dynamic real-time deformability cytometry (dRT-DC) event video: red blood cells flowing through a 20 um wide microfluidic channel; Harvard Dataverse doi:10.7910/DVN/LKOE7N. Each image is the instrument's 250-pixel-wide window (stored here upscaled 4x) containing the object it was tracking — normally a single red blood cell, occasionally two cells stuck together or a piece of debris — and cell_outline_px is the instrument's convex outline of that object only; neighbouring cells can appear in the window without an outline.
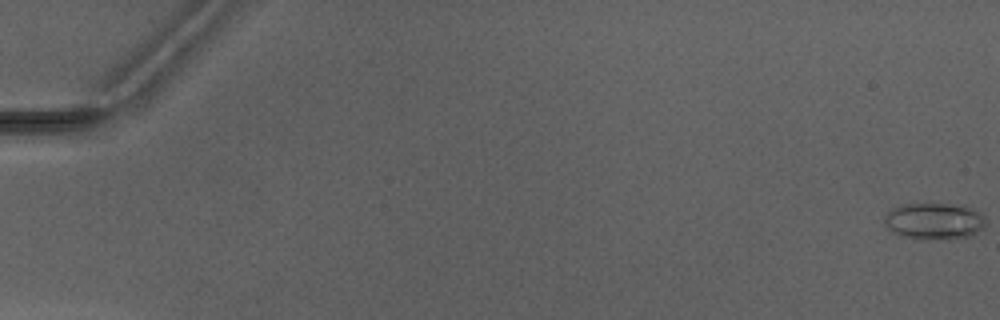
{"species": "Egyptian fruit bat (a non-hibernating species)", "species_latin": "Rousettus aegyptiacus", "temperature_condition": "warm", "stored_images_in_passage": 7, "camera_frame_rate_fps": 3000, "um_per_image_px": 0.085, "animal": {"sex": "male"}, "frame": {"image": 1, "passage_image": 1, "time_ms": 0.0, "image_size_px": [1000, 320], "cell_outline_px": [[984, 224], [976, 232], [968, 236], [928, 240], [920, 240], [900, 236], [892, 232], [884, 224], [884, 216], [892, 208], [900, 204], [916, 200], [964, 204], [972, 208], [984, 216]], "centroid_in_image_um": [79.31, 18.72], "position_along_channel_um": 5.7, "area_um2": 22.6}}
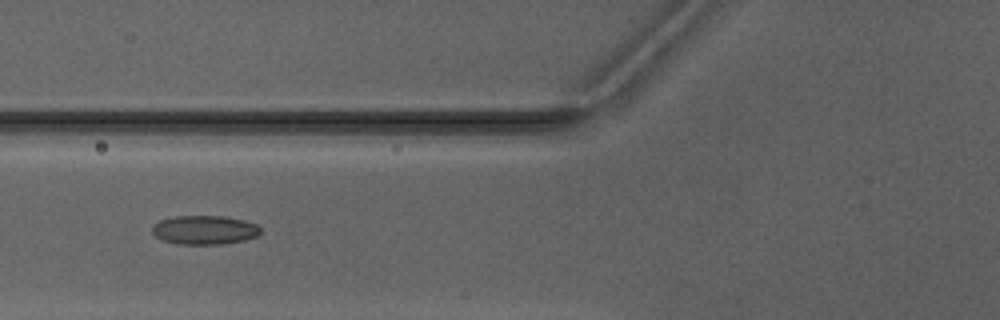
{"frame": {"image": 2, "passage_image": 7, "time_ms": 7.0, "image_size_px": [1000, 320], "cell_outline_px": [[260, 232], [256, 236], [244, 240], [220, 244], [176, 244], [160, 240], [152, 232], [152, 224], [160, 220], [176, 216], [224, 216], [244, 220], [256, 224], [260, 228]], "centroid_in_image_um": [17.34, 19.54], "position_along_channel_um": 108.5, "area_um2": 18.32}}